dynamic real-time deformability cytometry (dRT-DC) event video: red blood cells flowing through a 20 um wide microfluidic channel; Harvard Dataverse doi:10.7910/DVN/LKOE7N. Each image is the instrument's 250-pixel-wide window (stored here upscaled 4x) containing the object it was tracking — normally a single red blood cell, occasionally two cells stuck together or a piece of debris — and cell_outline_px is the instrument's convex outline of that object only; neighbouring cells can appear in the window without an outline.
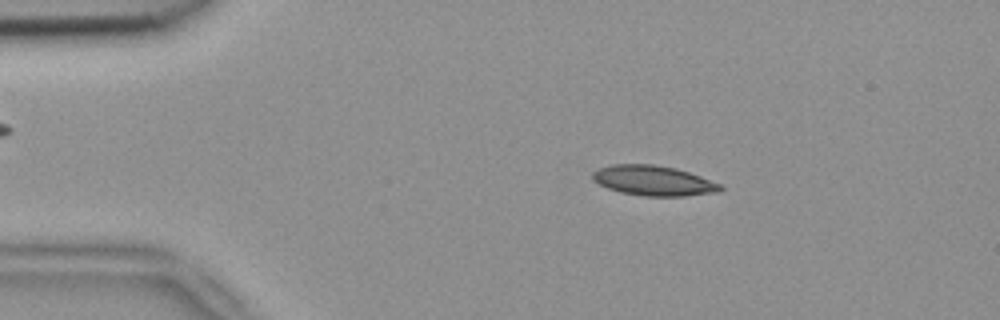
{"species": "common noctule bat (a hibernating species)", "species_latin": "Nyctalus noctula", "temperature_condition": "room temperature", "stored_images_in_passage": 47, "camera_frame_rate_fps": 3000, "um_per_image_px": 0.085, "animal": {"sex": "female", "body_mass_g": 18.4}, "frame": {"image": 1, "passage_image": 4, "time_ms": 1.0, "image_size_px": [1000, 320], "cell_outline_px": [[724, 188], [720, 192], [684, 196], [644, 196], [620, 192], [608, 188], [592, 180], [592, 172], [596, 168], [612, 164], [652, 164], [676, 168], [724, 184]], "centroid_in_image_um": [55.56, 15.35], "position_along_channel_um": 29.4, "area_um2": 22.66}}
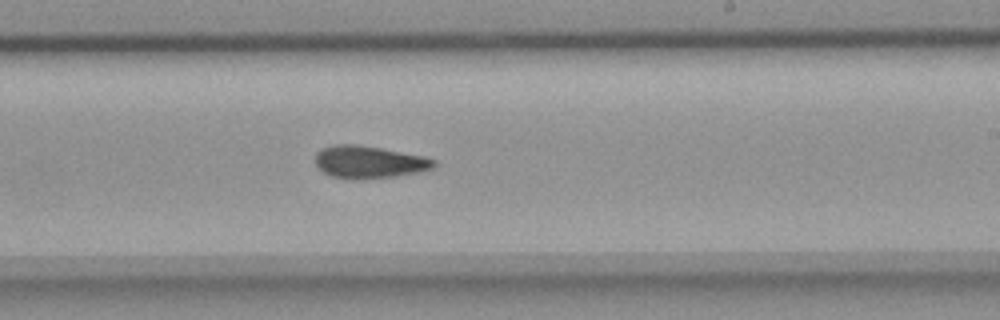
{"frame": {"image": 2, "passage_image": 26, "time_ms": 8.333, "image_size_px": [1000, 320], "cell_outline_px": [[436, 164], [432, 168], [420, 172], [396, 176], [352, 180], [332, 176], [324, 172], [316, 164], [316, 152], [324, 148], [336, 144], [356, 144], [380, 148], [424, 156], [436, 160]], "centroid_in_image_um": [31.39, 13.78], "position_along_channel_um": 257.6, "area_um2": 22.31}}
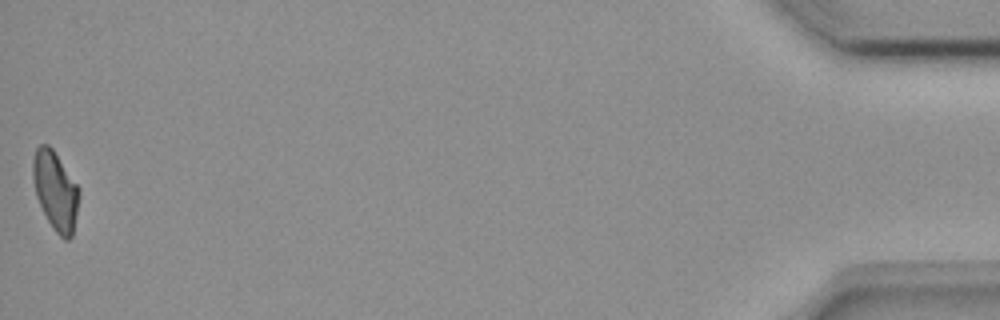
{"frame": {"image": 3, "passage_image": 47, "time_ms": 15.333, "image_size_px": [1000, 320], "cell_outline_px": [[80, 196], [72, 236], [68, 240], [64, 240], [56, 232], [48, 220], [36, 196], [32, 176], [32, 160], [36, 148], [40, 144], [48, 144], [52, 148], [80, 188]], "centroid_in_image_um": [4.72, 16.19], "position_along_channel_um": 430.5, "area_um2": 21.21}, "authors_computed_cell_mechanics": {"area_um2": 22.0218, "velocity_mm_per_s": 3.8532, "shape_relaxation_time_tau1_ms": null, "shape_relaxation_time_tau2_ms": 2.9564, "deformation_change_tau1": null, "deformation_change_tau2": 0.0928}}